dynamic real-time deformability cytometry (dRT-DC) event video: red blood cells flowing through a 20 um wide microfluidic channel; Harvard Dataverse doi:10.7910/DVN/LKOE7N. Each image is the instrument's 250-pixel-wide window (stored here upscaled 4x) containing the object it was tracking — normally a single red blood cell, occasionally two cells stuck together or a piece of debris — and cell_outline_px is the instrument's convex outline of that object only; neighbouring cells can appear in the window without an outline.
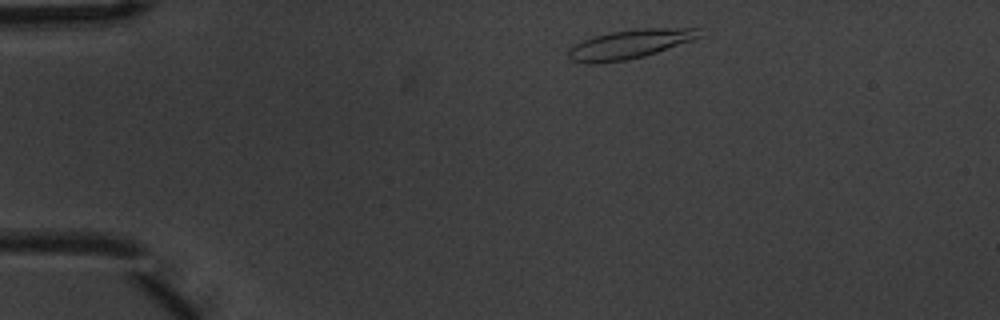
{"species": "common noctule bat (a hibernating species)", "species_latin": "Nyctalus noctula", "temperature_condition": "warm", "stored_images_in_passage": 4, "camera_frame_rate_fps": 3000, "um_per_image_px": 0.085, "animal": {"sex": "male", "body_mass_g": 20.1, "forearm_length_mm": 53.5}, "frame": {"image": 1, "passage_image": 1, "time_ms": 0.0, "image_size_px": [1000, 320], "cell_outline_px": [[700, 36], [692, 40], [644, 56], [628, 60], [588, 64], [572, 60], [568, 56], [568, 52], [576, 44], [584, 40], [596, 36], [612, 32], [636, 28], [700, 28]], "centroid_in_image_um": [53.54, 3.75], "position_along_channel_um": 31.5, "area_um2": 21.73}}
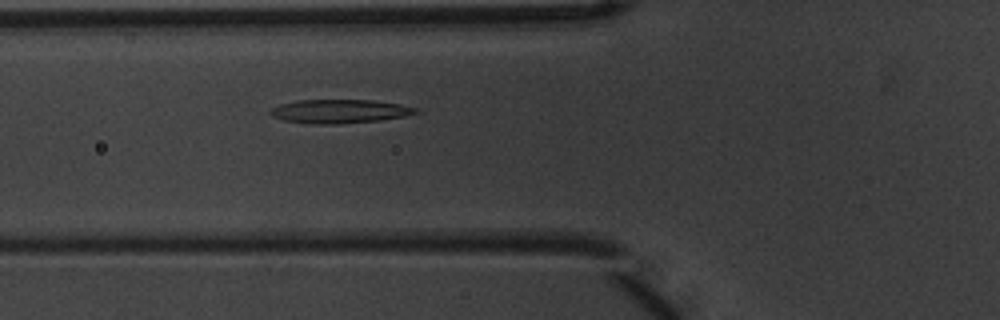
{"frame": {"image": 2, "passage_image": 4, "time_ms": 1.0, "image_size_px": [1000, 320], "cell_outline_px": [[420, 112], [404, 116], [380, 120], [340, 124], [316, 124], [284, 120], [272, 116], [268, 112], [272, 108], [280, 104], [296, 100], [372, 100], [400, 104], [416, 108]], "centroid_in_image_um": [28.85, 9.46], "position_along_channel_um": 96.9, "area_um2": 20.06}}